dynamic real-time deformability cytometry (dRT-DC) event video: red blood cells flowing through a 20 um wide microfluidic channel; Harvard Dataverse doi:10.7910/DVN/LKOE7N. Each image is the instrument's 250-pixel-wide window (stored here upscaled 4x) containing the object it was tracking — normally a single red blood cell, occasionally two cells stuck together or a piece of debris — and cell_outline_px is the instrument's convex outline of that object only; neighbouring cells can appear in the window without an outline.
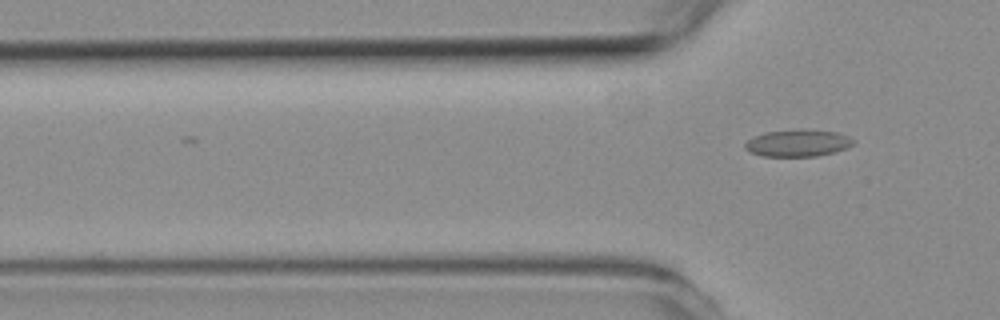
{"species": "common noctule bat (a hibernating species)", "species_latin": "Nyctalus noctula", "temperature_condition": "room temperature", "stored_images_in_passage": 4, "camera_frame_rate_fps": 3000, "um_per_image_px": 0.085, "animal": {"sex": "female", "body_mass_g": 19.3, "forearm_length_mm": 54.1}, "frame": {"image": 1, "passage_image": 4, "time_ms": 4.333, "image_size_px": [1000, 320], "cell_outline_px": [[856, 140], [852, 144], [836, 152], [816, 156], [760, 156], [748, 152], [744, 148], [744, 144], [748, 140], [764, 132], [800, 128], [804, 128], [836, 132], [848, 136]], "centroid_in_image_um": [67.79, 12.15], "position_along_channel_um": 58.0, "area_um2": 17.28}}